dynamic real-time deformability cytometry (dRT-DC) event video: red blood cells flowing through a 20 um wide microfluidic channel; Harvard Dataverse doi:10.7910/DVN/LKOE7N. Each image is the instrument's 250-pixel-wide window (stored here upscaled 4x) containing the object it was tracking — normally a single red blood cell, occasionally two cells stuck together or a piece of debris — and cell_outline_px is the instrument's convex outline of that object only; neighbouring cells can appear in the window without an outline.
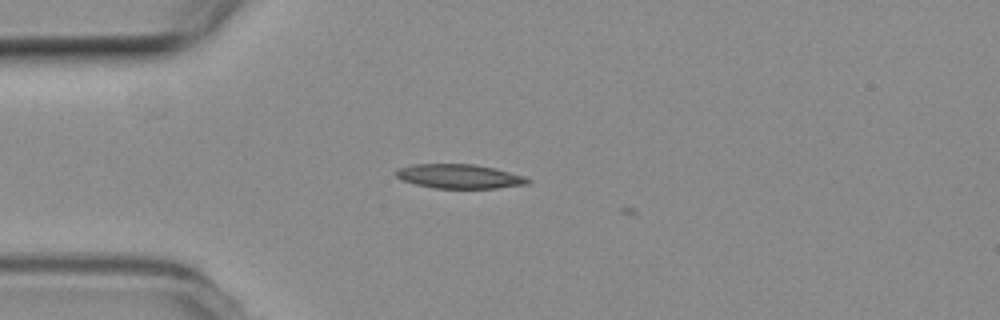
{"species": "common noctule bat (a hibernating species)", "species_latin": "Nyctalus noctula", "temperature_condition": "room temperature", "stored_images_in_passage": 10, "camera_frame_rate_fps": 3000, "um_per_image_px": 0.085, "animal": {"sex": "female", "body_mass_g": 19.3, "forearm_length_mm": 54.1}, "frame": {"image": 1, "passage_image": 9, "time_ms": 2.667, "image_size_px": [1000, 320], "cell_outline_px": [[532, 180], [528, 184], [496, 188], [436, 188], [416, 184], [404, 180], [396, 176], [396, 168], [412, 164], [472, 164], [492, 168], [524, 176]], "centroid_in_image_um": [39.03, 14.99], "position_along_channel_um": 46.0, "area_um2": 18.38}}